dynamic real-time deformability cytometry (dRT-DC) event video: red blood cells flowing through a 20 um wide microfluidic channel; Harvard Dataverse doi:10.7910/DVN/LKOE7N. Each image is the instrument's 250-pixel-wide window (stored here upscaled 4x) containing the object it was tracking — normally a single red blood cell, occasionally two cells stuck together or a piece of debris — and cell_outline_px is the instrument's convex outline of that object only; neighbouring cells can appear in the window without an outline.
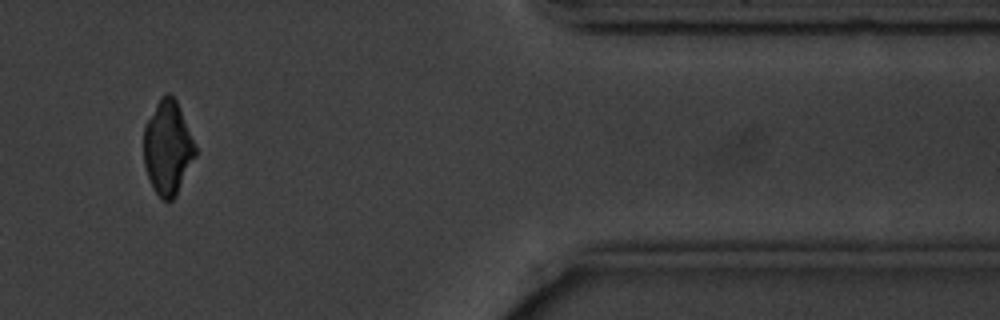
{"species": "common noctule bat (a hibernating species)", "species_latin": "Nyctalus noctula", "temperature_condition": "cold", "stored_images_in_passage": 12, "camera_frame_rate_fps": 3000, "um_per_image_px": 0.085, "animal": {"sex": "male", "body_mass_g": 20.1, "forearm_length_mm": 53.5}, "frame": {"image": 1, "passage_image": 10, "time_ms": 11.333, "image_size_px": [1000, 320], "cell_outline_px": [[196, 156], [176, 196], [172, 200], [164, 200], [152, 188], [144, 164], [144, 124], [160, 96], [168, 92], [176, 100], [180, 108], [196, 144]], "centroid_in_image_um": [14.26, 12.53], "position_along_channel_um": 397.1, "area_um2": 28.44}}